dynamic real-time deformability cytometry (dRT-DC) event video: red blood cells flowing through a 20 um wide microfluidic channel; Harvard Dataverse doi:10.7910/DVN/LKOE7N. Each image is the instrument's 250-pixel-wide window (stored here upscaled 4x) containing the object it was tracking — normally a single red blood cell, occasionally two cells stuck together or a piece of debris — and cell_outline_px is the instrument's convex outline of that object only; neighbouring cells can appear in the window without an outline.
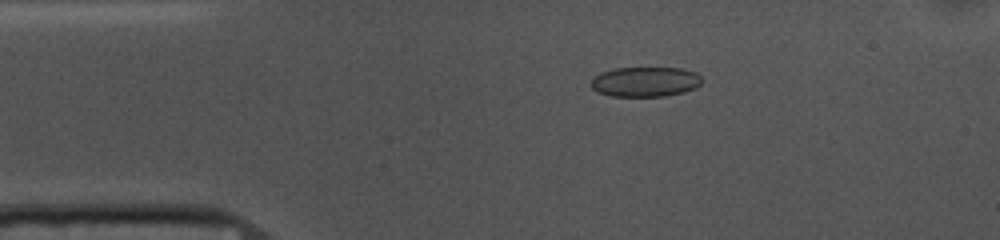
{"species": "common noctule bat (a hibernating species)", "species_latin": "Nyctalus noctula", "temperature_condition": "cold", "stored_images_in_passage": 52, "camera_frame_rate_fps": 3000, "um_per_image_px": 0.085, "animal": {"sex": "female", "body_mass_g": 10.0, "forearm_length_mm": 53.1}, "frame": {"image": 1, "passage_image": 9, "time_ms": 2.667, "image_size_px": [1000, 240], "cell_outline_px": [[700, 84], [696, 88], [684, 92], [664, 96], [608, 96], [592, 88], [592, 80], [600, 72], [616, 68], [680, 68], [696, 72], [700, 76]], "centroid_in_image_um": [54.86, 6.95], "position_along_channel_um": 30.1, "area_um2": 19.19}}
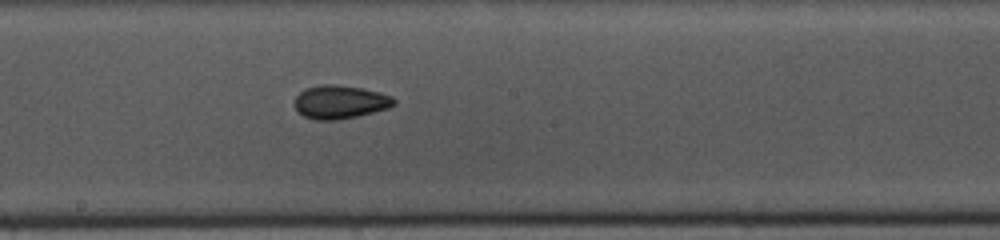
{"frame": {"image": 2, "passage_image": 27, "time_ms": 8.667, "image_size_px": [1000, 240], "cell_outline_px": [[396, 104], [388, 108], [356, 116], [336, 120], [316, 120], [304, 116], [296, 108], [296, 96], [304, 88], [320, 84], [336, 84], [364, 88], [380, 92], [392, 96], [396, 100]], "centroid_in_image_um": [28.93, 8.65], "position_along_channel_um": 219.3, "area_um2": 19.36}}
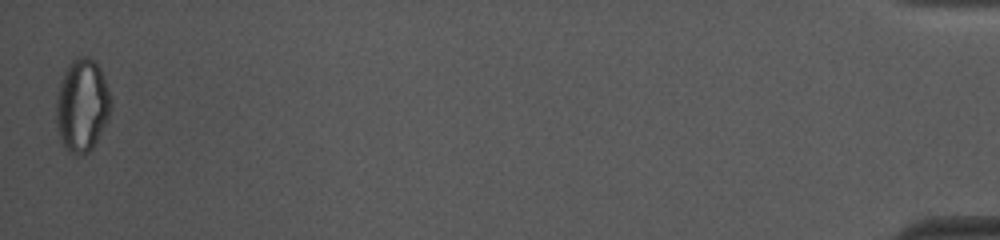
{"frame": {"image": 3, "passage_image": 52, "time_ms": 17.0, "image_size_px": [1000, 240], "cell_outline_px": [[112, 104], [108, 116], [92, 148], [88, 152], [76, 156], [68, 152], [64, 148], [60, 140], [56, 128], [56, 96], [64, 72], [68, 64], [76, 56], [88, 56], [100, 68], [108, 88], [112, 100]], "centroid_in_image_um": [6.95, 8.96], "position_along_channel_um": 428.3, "area_um2": 29.65}, "authors_computed_cell_mechanics": {"area_um2": 19.4497, "velocity_mm_per_s": 3.7141, "shape_relaxation_time_tau1_ms": null, "shape_relaxation_time_tau2_ms": 2.1903, "deformation_change_tau1": null, "deformation_change_tau2": 0.0697}}